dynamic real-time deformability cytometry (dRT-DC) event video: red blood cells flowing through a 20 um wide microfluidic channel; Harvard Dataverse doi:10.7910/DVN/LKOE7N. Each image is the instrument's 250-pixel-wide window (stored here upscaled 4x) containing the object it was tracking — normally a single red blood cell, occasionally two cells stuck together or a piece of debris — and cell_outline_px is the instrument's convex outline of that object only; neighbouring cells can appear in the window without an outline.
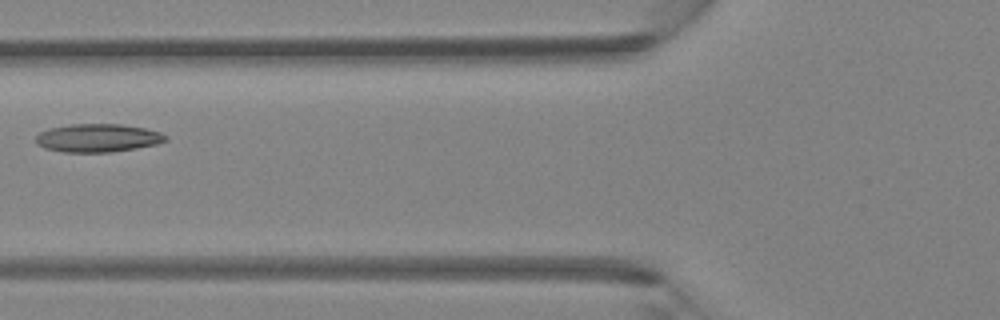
{"species": "Egyptian fruit bat (a non-hibernating species)", "species_latin": "Rousettus aegyptiacus", "temperature_condition": "room temperature", "stored_images_in_passage": 5, "camera_frame_rate_fps": 3000, "um_per_image_px": 0.085, "animal": {"sex": "female"}, "frame": {"image": 1, "passage_image": 5, "time_ms": 1.333, "image_size_px": [1000, 320], "cell_outline_px": [[168, 140], [156, 144], [136, 148], [112, 152], [64, 152], [44, 148], [36, 144], [36, 136], [40, 132], [48, 128], [72, 124], [120, 124], [144, 128], [160, 132], [168, 136]], "centroid_in_image_um": [8.3, 11.73], "position_along_channel_um": 117.5, "area_um2": 21.39}}